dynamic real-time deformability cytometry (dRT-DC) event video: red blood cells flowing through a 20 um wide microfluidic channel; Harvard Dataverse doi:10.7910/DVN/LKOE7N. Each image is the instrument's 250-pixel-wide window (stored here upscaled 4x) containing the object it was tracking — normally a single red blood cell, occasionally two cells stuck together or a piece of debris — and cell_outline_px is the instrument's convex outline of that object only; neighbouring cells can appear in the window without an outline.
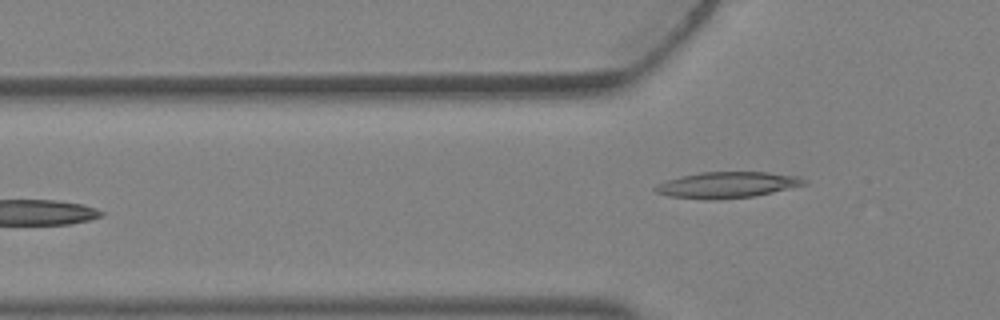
{"species": "Egyptian fruit bat (a non-hibernating species)", "species_latin": "Rousettus aegyptiacus", "temperature_condition": "warm", "stored_images_in_passage": 3, "camera_frame_rate_fps": 3000, "um_per_image_px": 0.085, "animal": {"sex": "female"}, "frame": {"image": 1, "passage_image": 3, "time_ms": 0.667, "image_size_px": [1000, 320], "cell_outline_px": [[808, 184], [756, 196], [712, 200], [704, 200], [668, 196], [656, 192], [652, 188], [656, 184], [680, 176], [700, 172], [768, 172], [800, 176]], "centroid_in_image_um": [61.8, 15.72], "position_along_channel_um": 64.0, "area_um2": 22.83}}